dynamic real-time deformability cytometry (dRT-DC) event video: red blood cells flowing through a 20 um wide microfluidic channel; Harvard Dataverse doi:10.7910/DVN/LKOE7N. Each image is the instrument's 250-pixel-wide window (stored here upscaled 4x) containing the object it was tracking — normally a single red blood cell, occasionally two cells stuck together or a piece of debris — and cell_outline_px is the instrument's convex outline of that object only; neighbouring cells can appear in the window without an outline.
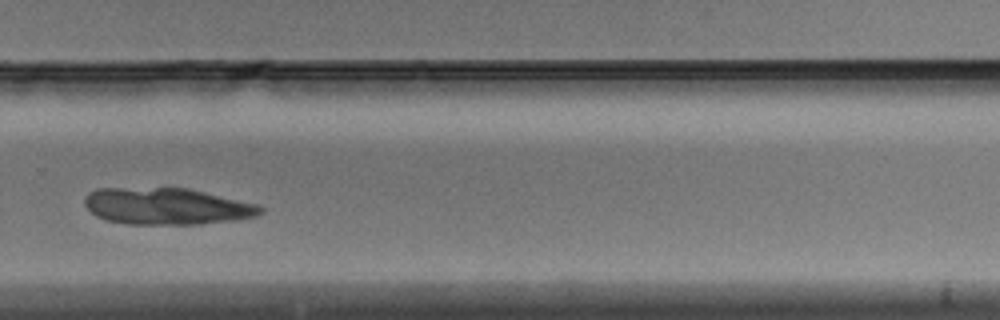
{"species": "Egyptian fruit bat (a non-hibernating species)", "species_latin": "Rousettus aegyptiacus", "temperature_condition": "warm", "stored_images_in_passage": 35, "camera_frame_rate_fps": 3000, "um_per_image_px": 0.085, "animal": {"sex": "male"}, "frame": {"image": 1, "passage_image": 27, "time_ms": 8.667, "image_size_px": [1000, 320], "cell_outline_px": [[264, 212], [256, 216], [232, 220], [200, 224], [124, 224], [108, 220], [96, 216], [84, 204], [84, 196], [88, 192], [96, 188], [188, 188], [256, 204], [264, 208]], "centroid_in_image_um": [14.14, 17.53], "position_along_channel_um": 315.7, "area_um2": 37.51}}
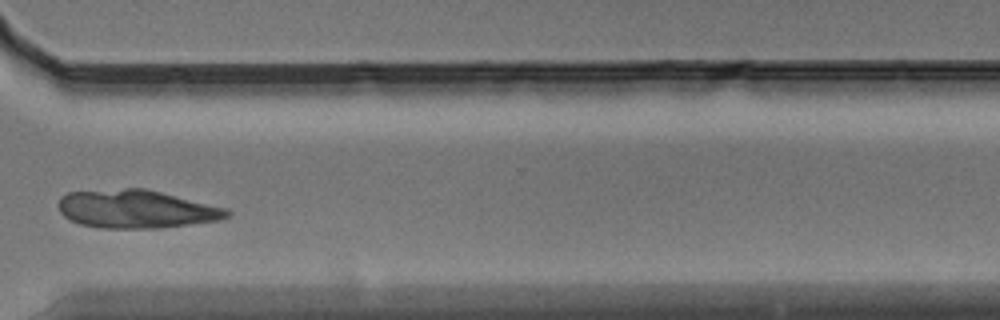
{"frame": {"image": 2, "passage_image": 30, "time_ms": 9.667, "image_size_px": [1000, 320], "cell_outline_px": [[232, 216], [220, 220], [160, 228], [104, 228], [80, 224], [64, 216], [60, 212], [60, 196], [68, 192], [124, 188], [144, 188], [228, 208], [232, 212]], "centroid_in_image_um": [11.63, 17.77], "position_along_channel_um": 359.0, "area_um2": 37.57}}